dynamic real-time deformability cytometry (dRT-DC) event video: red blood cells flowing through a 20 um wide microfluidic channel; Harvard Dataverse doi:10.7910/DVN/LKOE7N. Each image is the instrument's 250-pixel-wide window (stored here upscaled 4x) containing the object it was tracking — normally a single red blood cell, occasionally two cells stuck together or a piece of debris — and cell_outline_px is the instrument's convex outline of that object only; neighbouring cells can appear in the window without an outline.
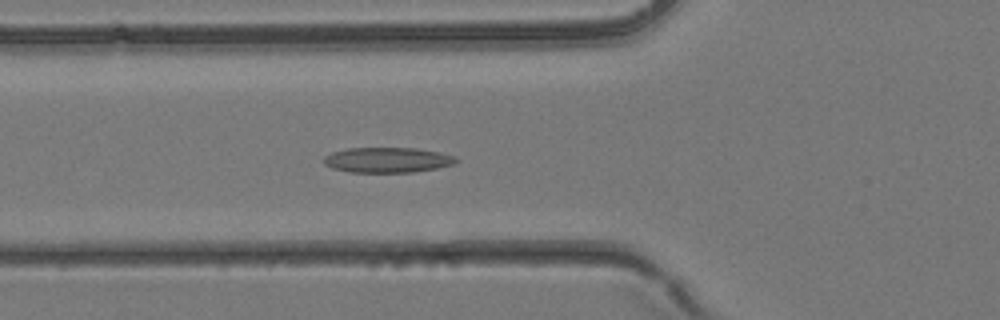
{"species": "common noctule bat (a hibernating species)", "species_latin": "Nyctalus noctula", "temperature_condition": "room temperature", "stored_images_in_passage": 28, "camera_frame_rate_fps": 3000, "um_per_image_px": 0.085, "animal": {"sex": "female", "body_mass_g": 24.6, "forearm_length_mm": 56.2}, "frame": {"image": 1, "passage_image": 7, "time_ms": 2.0, "image_size_px": [1000, 320], "cell_outline_px": [[460, 160], [456, 164], [436, 168], [412, 172], [348, 172], [332, 168], [324, 164], [324, 156], [332, 152], [348, 148], [416, 148], [440, 152], [456, 156]], "centroid_in_image_um": [32.96, 13.59], "position_along_channel_um": 92.8, "area_um2": 19.59}}
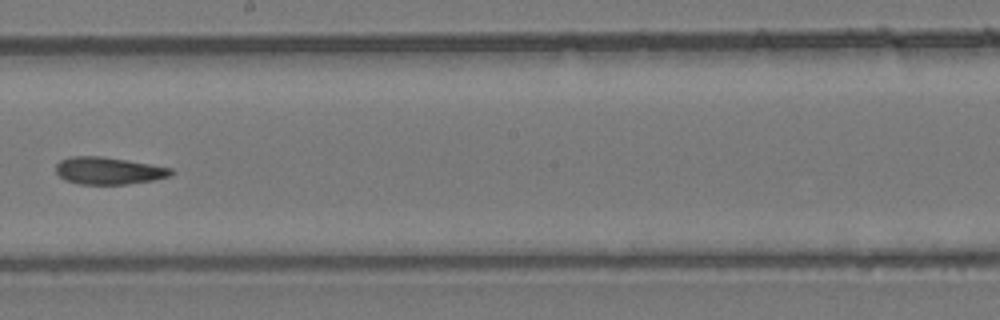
{"frame": {"image": 2, "passage_image": 15, "time_ms": 4.667, "image_size_px": [1000, 320], "cell_outline_px": [[172, 172], [168, 176], [152, 180], [124, 184], [80, 184], [64, 180], [56, 172], [56, 164], [60, 160], [72, 156], [100, 156], [172, 168]], "centroid_in_image_um": [9.16, 14.51], "position_along_channel_um": 239.0, "area_um2": 17.92}}
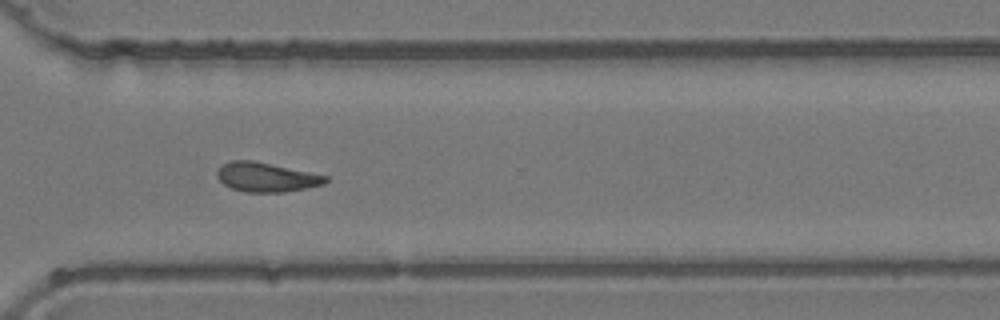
{"frame": {"image": 3, "passage_image": 21, "time_ms": 6.667, "image_size_px": [1000, 320], "cell_outline_px": [[328, 180], [324, 184], [284, 192], [244, 192], [232, 188], [224, 184], [216, 176], [216, 172], [224, 164], [232, 160], [252, 160], [328, 176]], "centroid_in_image_um": [22.62, 15.06], "position_along_channel_um": 348.0, "area_um2": 18.26}}